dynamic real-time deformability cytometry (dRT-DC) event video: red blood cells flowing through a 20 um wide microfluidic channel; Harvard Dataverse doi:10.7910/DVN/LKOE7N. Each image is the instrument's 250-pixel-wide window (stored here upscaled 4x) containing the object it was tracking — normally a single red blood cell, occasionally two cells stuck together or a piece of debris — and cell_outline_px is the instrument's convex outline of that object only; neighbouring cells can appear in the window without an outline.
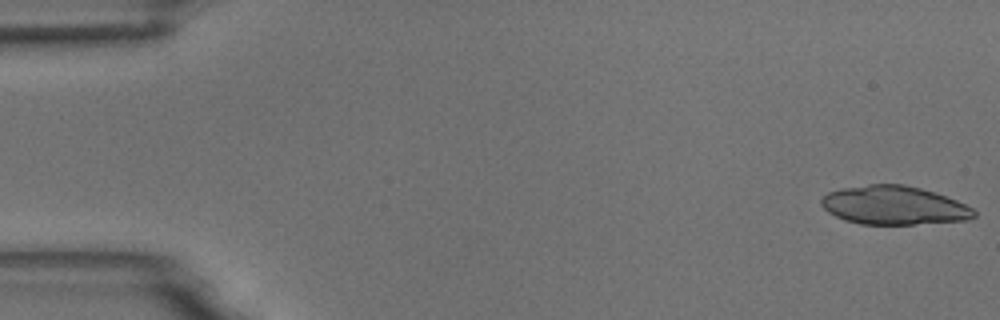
{"species": "common noctule bat (a hibernating species)", "species_latin": "Nyctalus noctula", "temperature_condition": "room temperature", "stored_images_in_passage": 20, "camera_frame_rate_fps": 3000, "um_per_image_px": 0.085, "animal": {"sex": "male", "body_mass_g": 18.8}, "frame": {"image": 1, "passage_image": 1, "time_ms": 0.0, "image_size_px": [1000, 320], "cell_outline_px": [[976, 216], [968, 220], [916, 224], [860, 224], [844, 220], [828, 212], [820, 204], [820, 200], [828, 192], [840, 188], [868, 184], [904, 184], [920, 188], [956, 200], [972, 208], [976, 212]], "centroid_in_image_um": [75.96, 17.45], "position_along_channel_um": 9.0, "area_um2": 34.39}}